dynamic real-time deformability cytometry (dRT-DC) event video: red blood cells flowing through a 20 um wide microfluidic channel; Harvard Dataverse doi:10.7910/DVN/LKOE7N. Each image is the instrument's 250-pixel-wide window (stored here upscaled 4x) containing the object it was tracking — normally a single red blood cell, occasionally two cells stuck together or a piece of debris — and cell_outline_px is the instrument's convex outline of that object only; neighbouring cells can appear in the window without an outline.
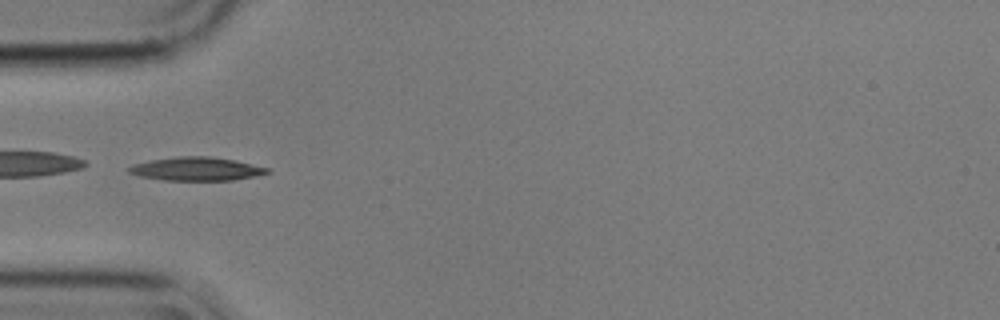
{"species": "common noctule bat (a hibernating species)", "species_latin": "Nyctalus noctula", "temperature_condition": "cold", "stored_images_in_passage": 9, "camera_frame_rate_fps": 3000, "um_per_image_px": 0.085, "animal": {"sex": "male", "body_mass_g": 17.9}, "frame": {"image": 1, "passage_image": 1, "time_ms": 0.0, "image_size_px": [1000, 320], "cell_outline_px": [[268, 172], [252, 176], [232, 180], [164, 180], [140, 176], [128, 172], [128, 168], [132, 164], [152, 160], [180, 156], [208, 156], [236, 160], [268, 168]], "centroid_in_image_um": [16.65, 14.35], "position_along_channel_um": 68.3, "area_um2": 18.61}}
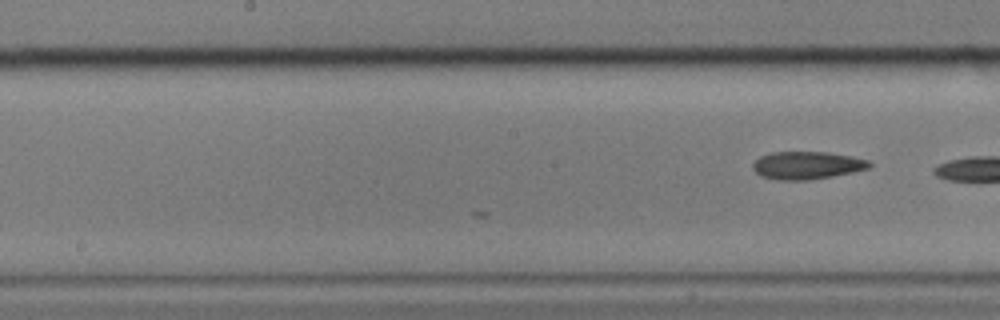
{"frame": {"image": 2, "passage_image": 9, "time_ms": 2.667, "image_size_px": [1000, 320], "cell_outline_px": [[872, 164], [868, 168], [852, 172], [832, 176], [808, 180], [776, 180], [760, 176], [752, 168], [752, 164], [760, 156], [772, 152], [828, 152], [852, 156], [868, 160]], "centroid_in_image_um": [68.56, 14.05], "position_along_channel_um": 179.6, "area_um2": 18.84}}